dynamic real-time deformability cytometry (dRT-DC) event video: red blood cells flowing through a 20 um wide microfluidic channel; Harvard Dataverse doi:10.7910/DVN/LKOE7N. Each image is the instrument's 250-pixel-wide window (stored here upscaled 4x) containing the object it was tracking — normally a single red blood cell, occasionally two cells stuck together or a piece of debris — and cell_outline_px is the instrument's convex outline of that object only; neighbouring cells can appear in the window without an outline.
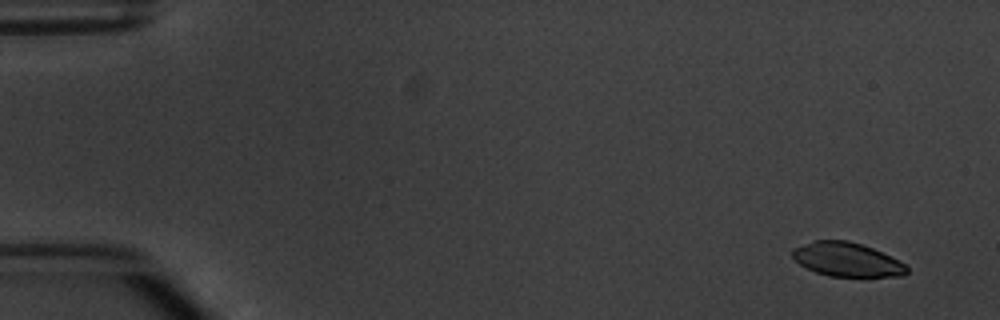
{"species": "common noctule bat (a hibernating species)", "species_latin": "Nyctalus noctula", "temperature_condition": "warm", "stored_images_in_passage": 5, "camera_frame_rate_fps": 3000, "um_per_image_px": 0.085, "animal": {"sex": "male", "body_mass_g": 20.1, "forearm_length_mm": 53.5}, "frame": {"image": 1, "passage_image": 1, "time_ms": 0.0, "image_size_px": [1000, 320], "cell_outline_px": [[908, 272], [904, 276], [828, 276], [816, 272], [800, 264], [792, 256], [792, 248], [816, 240], [848, 240], [872, 248], [900, 260], [908, 268]], "centroid_in_image_um": [72.0, 22.06], "position_along_channel_um": 13.0, "area_um2": 22.48}}
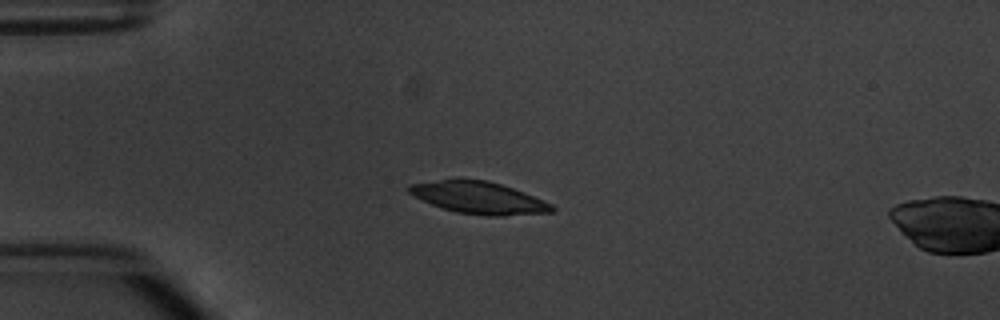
{"frame": {"image": 2, "passage_image": 4, "time_ms": 3.667, "image_size_px": [1000, 320], "cell_outline_px": [[556, 208], [552, 212], [504, 216], [484, 216], [456, 212], [432, 204], [408, 192], [408, 184], [440, 180], [488, 180], [524, 192], [552, 204]], "centroid_in_image_um": [40.74, 16.82], "position_along_channel_um": 44.3, "area_um2": 26.3}}